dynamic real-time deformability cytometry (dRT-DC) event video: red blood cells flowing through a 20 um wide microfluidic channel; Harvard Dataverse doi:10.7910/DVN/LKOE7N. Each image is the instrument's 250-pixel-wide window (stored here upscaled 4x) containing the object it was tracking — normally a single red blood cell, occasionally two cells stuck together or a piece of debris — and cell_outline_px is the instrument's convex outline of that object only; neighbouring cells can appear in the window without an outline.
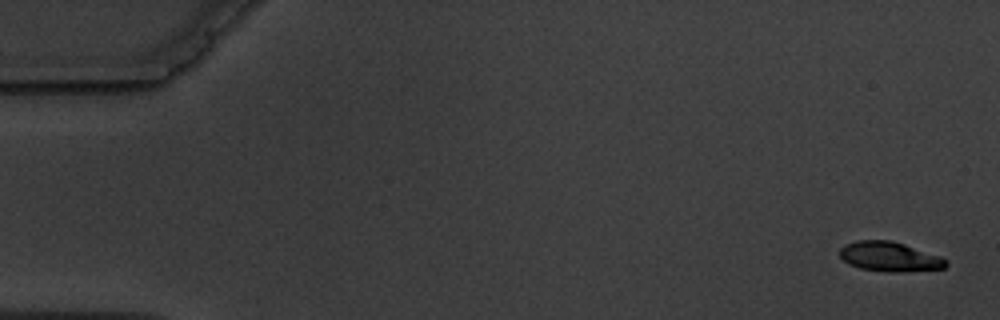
{"species": "common noctule bat (a hibernating species)", "species_latin": "Nyctalus noctula", "temperature_condition": "warm", "stored_images_in_passage": 5, "camera_frame_rate_fps": 3000, "um_per_image_px": 0.085, "animal": {"sex": "male", "body_mass_g": 19.5, "forearm_length_mm": 54.6}, "frame": {"image": 1, "passage_image": 1, "time_ms": 0.0, "image_size_px": [1000, 320], "cell_outline_px": [[948, 264], [944, 268], [904, 272], [888, 272], [860, 268], [848, 264], [840, 256], [840, 248], [856, 240], [892, 240], [940, 256], [948, 260]], "centroid_in_image_um": [75.63, 21.82], "position_along_channel_um": 9.4, "area_um2": 18.32}}
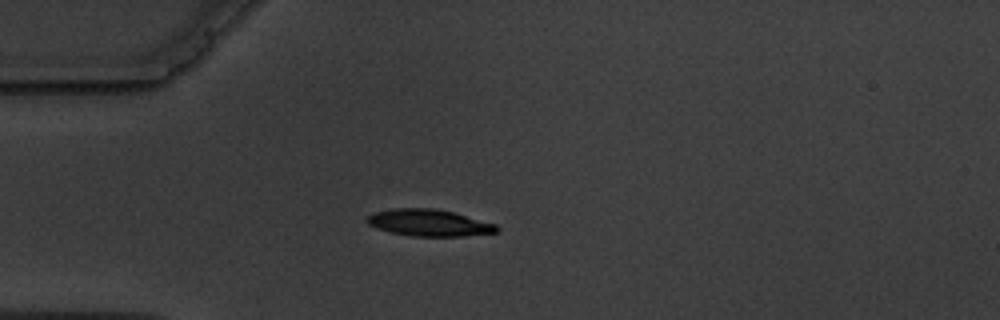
{"frame": {"image": 2, "passage_image": 5, "time_ms": 4.667, "image_size_px": [1000, 320], "cell_outline_px": [[500, 228], [496, 232], [464, 236], [412, 236], [388, 232], [376, 228], [368, 224], [364, 220], [372, 212], [392, 208], [436, 208], [452, 212], [496, 224]], "centroid_in_image_um": [36.4, 18.93], "position_along_channel_um": 48.6, "area_um2": 20.35}}